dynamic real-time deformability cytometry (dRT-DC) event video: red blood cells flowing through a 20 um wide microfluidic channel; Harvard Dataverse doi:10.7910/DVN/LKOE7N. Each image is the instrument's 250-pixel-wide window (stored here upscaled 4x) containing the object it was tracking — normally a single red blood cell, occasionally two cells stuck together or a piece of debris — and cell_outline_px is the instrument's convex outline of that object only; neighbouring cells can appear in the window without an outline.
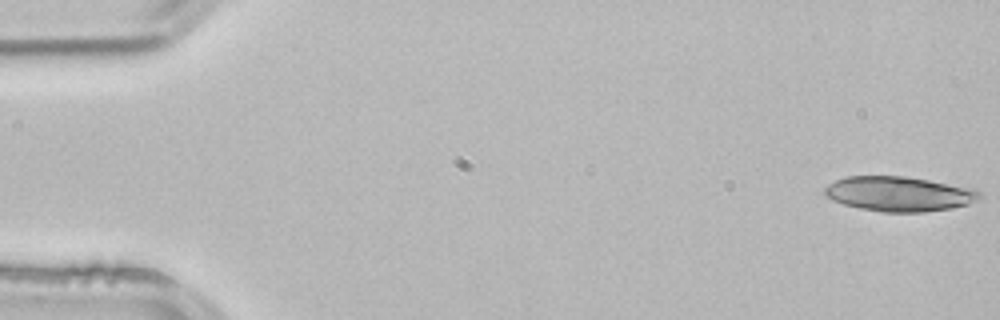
{"species": "common noctule bat (a hibernating species)", "species_latin": "Nyctalus noctula", "temperature_condition": "room temperature", "stored_images_in_passage": 3, "segment_of_instrument_passage": [2, 2], "camera_frame_rate_fps": 3000, "um_per_image_px": 0.085, "animal": {"sex": "male", "body_mass_g": 21.5, "forearm_length_mm": 52.0}, "frame": {"image": 1, "passage_image": 3, "time_ms": 0.667, "image_size_px": [1000, 320], "cell_outline_px": [[984, 200], [952, 208], [924, 212], [880, 212], [860, 208], [844, 204], [832, 200], [824, 196], [820, 192], [828, 184], [844, 176], [904, 176], [976, 188], [984, 196]], "centroid_in_image_um": [76.45, 16.48], "position_along_channel_um": 8.5, "area_um2": 32.02}}